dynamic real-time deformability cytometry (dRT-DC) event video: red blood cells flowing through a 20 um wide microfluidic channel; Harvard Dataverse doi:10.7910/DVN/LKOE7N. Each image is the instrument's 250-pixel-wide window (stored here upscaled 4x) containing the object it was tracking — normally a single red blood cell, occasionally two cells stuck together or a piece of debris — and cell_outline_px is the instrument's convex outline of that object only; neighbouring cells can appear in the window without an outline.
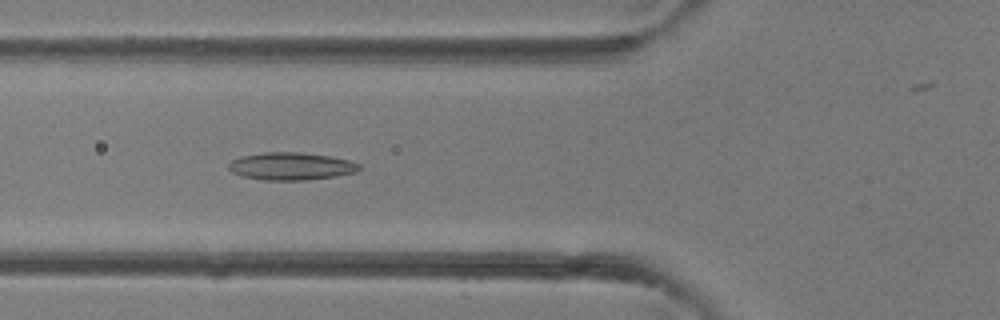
{"species": "common noctule bat (a hibernating species)", "species_latin": "Nyctalus noctula", "temperature_condition": "room temperature", "stored_images_in_passage": 29, "camera_frame_rate_fps": 3000, "um_per_image_px": 0.085, "animal": {"sex": "female"}, "frame": {"image": 1, "passage_image": 9, "time_ms": 2.667, "image_size_px": [1000, 320], "cell_outline_px": [[360, 168], [356, 172], [336, 176], [308, 180], [264, 180], [244, 176], [232, 172], [228, 168], [228, 164], [232, 160], [240, 156], [264, 152], [300, 152], [328, 156], [348, 160], [360, 164]], "centroid_in_image_um": [24.73, 14.13], "position_along_channel_um": 101.1, "area_um2": 20.92}}
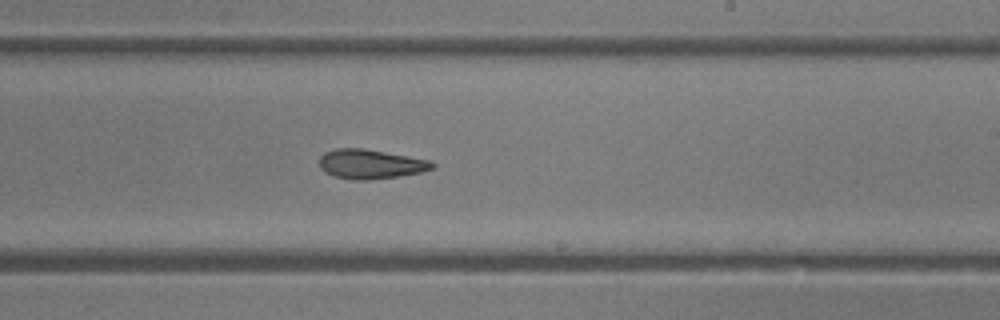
{"frame": {"image": 2, "passage_image": 18, "time_ms": 5.667, "image_size_px": [1000, 320], "cell_outline_px": [[436, 164], [432, 168], [420, 172], [400, 176], [368, 180], [352, 180], [332, 176], [324, 172], [320, 168], [320, 156], [324, 152], [336, 148], [364, 148], [432, 160]], "centroid_in_image_um": [31.48, 13.94], "position_along_channel_um": 257.5, "area_um2": 19.59}}
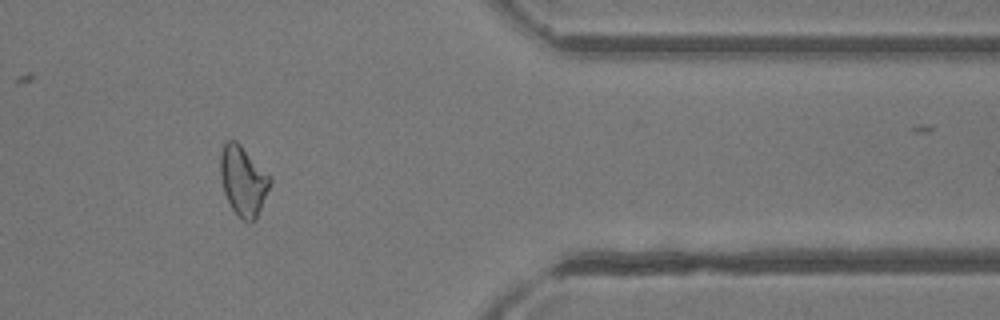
{"frame": {"image": 3, "passage_image": 27, "time_ms": 8.667, "image_size_px": [1000, 320], "cell_outline_px": [[272, 184], [256, 220], [244, 220], [232, 208], [224, 192], [220, 176], [220, 152], [224, 140], [236, 140], [272, 176]], "centroid_in_image_um": [20.69, 15.32], "position_along_channel_um": 390.7, "area_um2": 20.4}}